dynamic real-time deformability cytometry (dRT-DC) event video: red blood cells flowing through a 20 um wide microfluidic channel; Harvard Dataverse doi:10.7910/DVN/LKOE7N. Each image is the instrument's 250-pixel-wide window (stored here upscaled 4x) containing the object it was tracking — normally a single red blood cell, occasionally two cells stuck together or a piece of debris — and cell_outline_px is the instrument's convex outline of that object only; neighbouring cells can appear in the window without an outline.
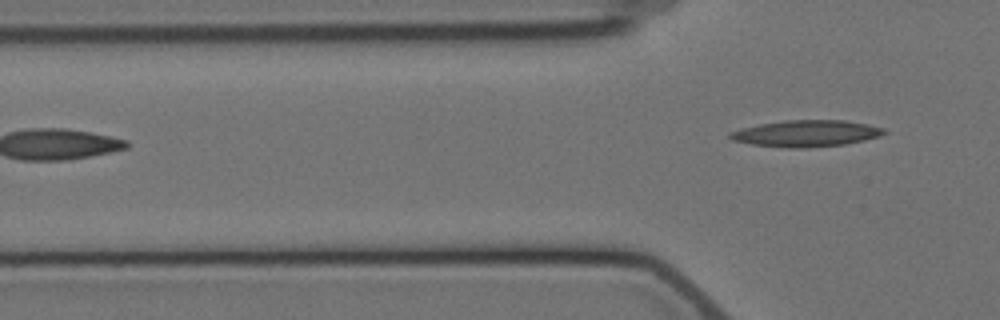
{"species": "Egyptian fruit bat (a non-hibernating species)", "species_latin": "Rousettus aegyptiacus", "temperature_condition": "cold", "stored_images_in_passage": 3, "camera_frame_rate_fps": 3000, "um_per_image_px": 0.085, "animal": {"sex": "female"}, "frame": {"image": 1, "passage_image": 3, "time_ms": 2.667, "image_size_px": [1000, 320], "cell_outline_px": [[888, 132], [880, 136], [864, 140], [844, 144], [808, 148], [788, 148], [752, 144], [732, 140], [728, 136], [728, 132], [740, 128], [760, 124], [784, 120], [844, 120], [868, 124], [884, 128]], "centroid_in_image_um": [68.52, 11.34], "position_along_channel_um": 57.3, "area_um2": 23.93}}